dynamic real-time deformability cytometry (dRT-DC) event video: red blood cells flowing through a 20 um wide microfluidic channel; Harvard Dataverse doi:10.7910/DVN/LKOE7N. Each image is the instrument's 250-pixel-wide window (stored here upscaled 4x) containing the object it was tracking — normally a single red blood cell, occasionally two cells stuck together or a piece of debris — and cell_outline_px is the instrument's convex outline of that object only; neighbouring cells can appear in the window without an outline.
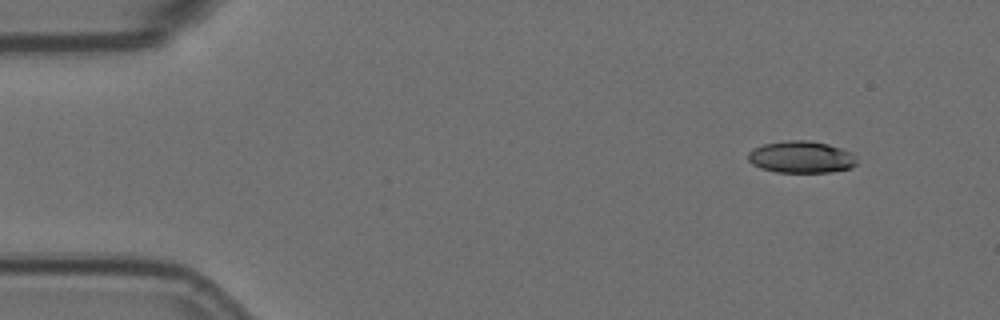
{"species": "Egyptian fruit bat (a non-hibernating species)", "species_latin": "Rousettus aegyptiacus", "temperature_condition": "room temperature", "stored_images_in_passage": 13, "camera_frame_rate_fps": 3000, "um_per_image_px": 0.085, "animal": {"sex": "female"}, "frame": {"image": 1, "passage_image": 1, "time_ms": 0.0, "image_size_px": [1000, 320], "cell_outline_px": [[856, 164], [852, 168], [828, 172], [776, 172], [760, 168], [752, 164], [748, 160], [748, 152], [752, 148], [764, 144], [788, 140], [808, 140], [828, 144], [852, 152], [856, 156]], "centroid_in_image_um": [68.1, 13.35], "position_along_channel_um": 16.9, "area_um2": 20.35}}
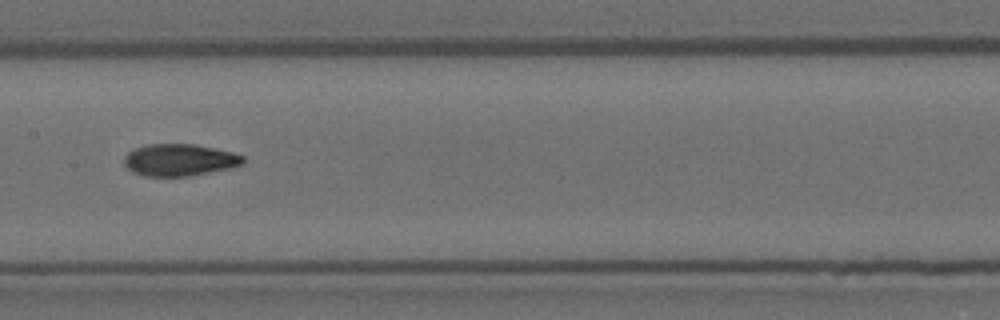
{"frame": {"image": 2, "passage_image": 6, "time_ms": 1.667, "image_size_px": [1000, 320], "cell_outline_px": [[244, 164], [228, 168], [188, 176], [144, 176], [132, 172], [124, 164], [124, 156], [128, 152], [144, 144], [192, 144], [232, 152], [244, 156]], "centroid_in_image_um": [15.22, 13.59], "position_along_channel_um": 192.2, "area_um2": 22.02}}
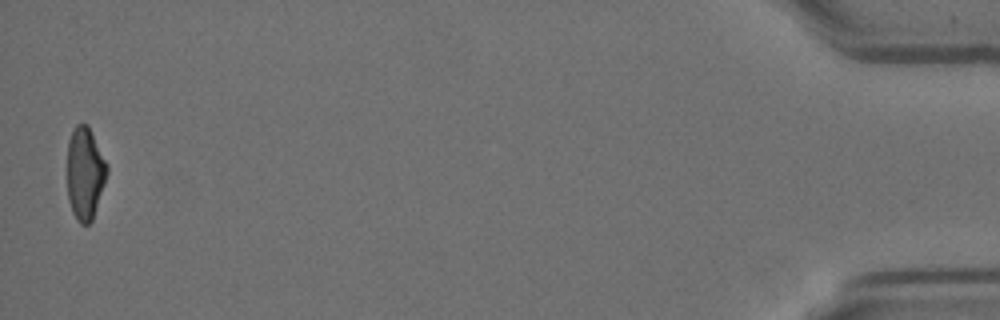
{"frame": {"image": 3, "passage_image": 13, "time_ms": 4.0, "image_size_px": [1000, 320], "cell_outline_px": [[108, 172], [92, 220], [88, 224], [80, 224], [76, 220], [72, 212], [68, 200], [68, 140], [76, 124], [88, 124], [108, 164]], "centroid_in_image_um": [7.23, 14.73], "position_along_channel_um": 428.0, "area_um2": 21.44}}